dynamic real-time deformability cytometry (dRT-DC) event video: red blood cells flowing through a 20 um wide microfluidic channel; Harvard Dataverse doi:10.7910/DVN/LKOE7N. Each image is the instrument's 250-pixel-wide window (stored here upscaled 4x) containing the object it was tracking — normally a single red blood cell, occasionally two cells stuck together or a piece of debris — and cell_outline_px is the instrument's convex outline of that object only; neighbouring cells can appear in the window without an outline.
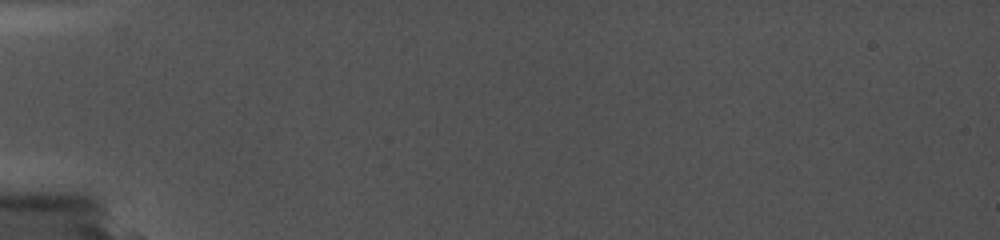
{"species": "common noctule bat (a hibernating species)", "species_latin": "Nyctalus noctula", "temperature_condition": "cold", "stored_images_in_passage": 2, "camera_frame_rate_fps": 5000, "um_per_image_px": 0.085, "animal": {"sex": "female", "body_mass_g": 19.0, "forearm_length_mm": 56.7}, "frame": {"image": 1, "passage_image": 1, "time_ms": 0.0, "image_size_px": [1000, 240], "cell_outline_px": [[688, 136], [636, 140], [532, 136], [516, 132], [516, 128], [552, 124], [656, 128], [688, 132]], "centroid_in_image_um": [50.96, 11.23], "position_along_channel_um": 34.0, "area_um2": 13.53}}